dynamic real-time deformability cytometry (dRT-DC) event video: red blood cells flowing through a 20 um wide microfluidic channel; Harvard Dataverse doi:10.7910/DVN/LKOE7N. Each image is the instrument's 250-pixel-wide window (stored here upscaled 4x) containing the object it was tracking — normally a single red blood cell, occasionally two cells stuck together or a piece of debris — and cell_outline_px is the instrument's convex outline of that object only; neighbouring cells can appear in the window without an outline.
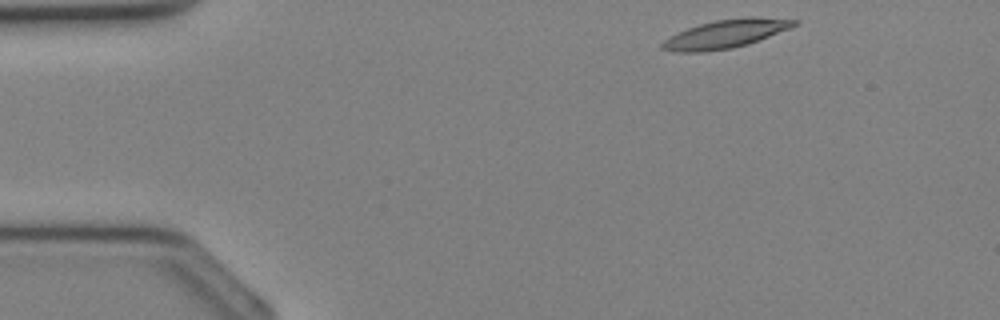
{"species": "Egyptian fruit bat (a non-hibernating species)", "species_latin": "Rousettus aegyptiacus", "temperature_condition": "cold", "stored_images_in_passage": 31, "camera_frame_rate_fps": 3000, "um_per_image_px": 0.085, "animal": {"sex": "female"}, "frame": {"image": 1, "passage_image": 1, "time_ms": 0.0, "image_size_px": [1000, 320], "cell_outline_px": [[800, 24], [792, 28], [748, 44], [732, 48], [704, 52], [676, 52], [660, 48], [660, 44], [664, 40], [688, 28], [700, 24], [716, 20], [752, 16], [800, 20]], "centroid_in_image_um": [61.75, 2.88], "position_along_channel_um": 23.2, "area_um2": 21.85}}
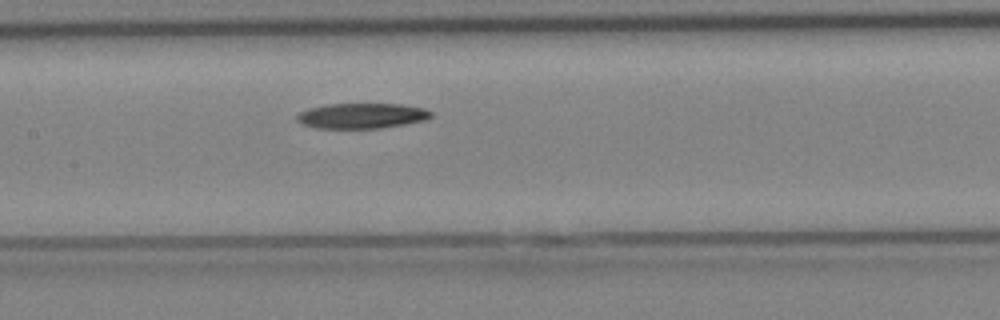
{"frame": {"image": 2, "passage_image": 13, "time_ms": 4.0, "image_size_px": [1000, 320], "cell_outline_px": [[432, 116], [424, 120], [404, 124], [380, 128], [316, 128], [304, 124], [296, 120], [296, 116], [300, 112], [308, 108], [324, 104], [400, 104], [424, 108], [432, 112]], "centroid_in_image_um": [30.73, 9.83], "position_along_channel_um": 176.7, "area_um2": 19.71}}
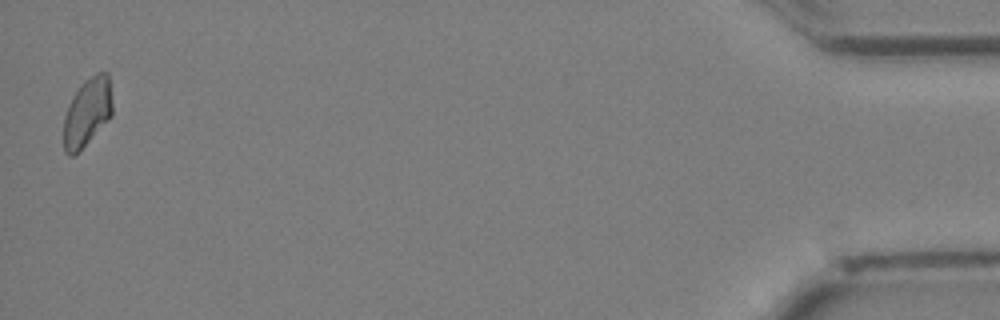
{"frame": {"image": 3, "passage_image": 31, "time_ms": 10.0, "image_size_px": [1000, 320], "cell_outline_px": [[112, 116], [72, 156], [68, 156], [64, 152], [64, 116], [68, 104], [72, 96], [84, 80], [96, 72], [108, 72], [112, 100]], "centroid_in_image_um": [7.41, 9.48], "position_along_channel_um": 427.8, "area_um2": 19.25}}